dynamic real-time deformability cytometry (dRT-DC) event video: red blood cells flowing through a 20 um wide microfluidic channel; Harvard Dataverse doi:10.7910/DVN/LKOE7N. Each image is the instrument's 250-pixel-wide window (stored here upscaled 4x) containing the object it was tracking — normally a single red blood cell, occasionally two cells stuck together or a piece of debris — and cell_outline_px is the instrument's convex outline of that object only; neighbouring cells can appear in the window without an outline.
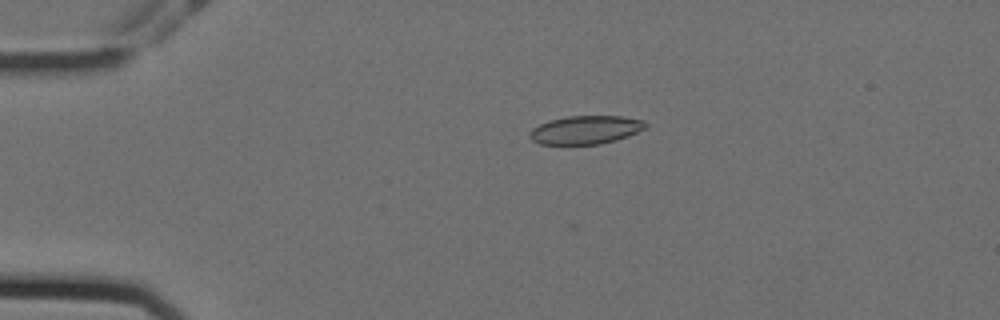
{"species": "Egyptian fruit bat (a non-hibernating species)", "species_latin": "Rousettus aegyptiacus", "temperature_condition": "cold", "stored_images_in_passage": 20, "camera_frame_rate_fps": 3000, "um_per_image_px": 0.085, "animal": {"sex": "female"}, "frame": {"image": 1, "passage_image": 7, "time_ms": 2.0, "image_size_px": [1000, 320], "cell_outline_px": [[648, 124], [644, 128], [628, 136], [616, 140], [600, 144], [540, 144], [532, 140], [528, 136], [528, 132], [532, 128], [548, 120], [568, 116], [620, 116], [644, 120]], "centroid_in_image_um": [49.75, 11.03], "position_along_channel_um": 35.3, "area_um2": 19.19}}
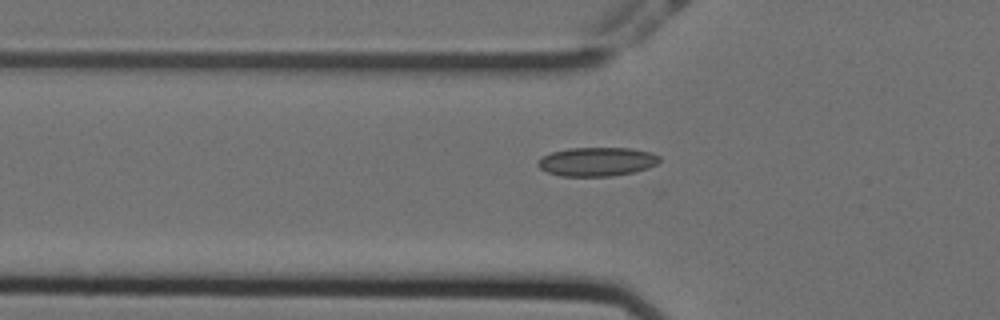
{"frame": {"image": 2, "passage_image": 14, "time_ms": 4.333, "image_size_px": [1000, 320], "cell_outline_px": [[660, 160], [656, 164], [648, 168], [636, 172], [612, 176], [560, 176], [548, 172], [540, 168], [536, 164], [544, 156], [552, 152], [568, 148], [632, 148], [652, 152], [660, 156]], "centroid_in_image_um": [50.78, 13.74], "position_along_channel_um": 75.0, "area_um2": 20.52}}
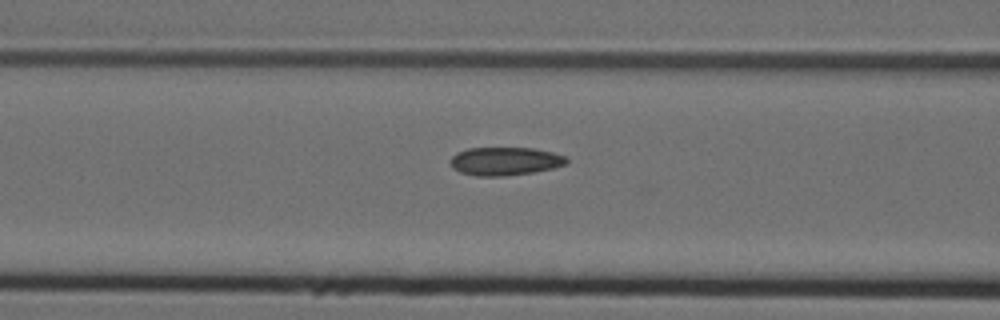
{"frame": {"image": 3, "passage_image": 18, "time_ms": 5.667, "image_size_px": [1000, 320], "cell_outline_px": [[568, 164], [552, 168], [532, 172], [504, 176], [476, 176], [460, 172], [452, 168], [452, 156], [456, 152], [468, 148], [532, 148], [552, 152], [568, 156]], "centroid_in_image_um": [42.95, 13.7], "position_along_channel_um": 123.7, "area_um2": 19.13}}